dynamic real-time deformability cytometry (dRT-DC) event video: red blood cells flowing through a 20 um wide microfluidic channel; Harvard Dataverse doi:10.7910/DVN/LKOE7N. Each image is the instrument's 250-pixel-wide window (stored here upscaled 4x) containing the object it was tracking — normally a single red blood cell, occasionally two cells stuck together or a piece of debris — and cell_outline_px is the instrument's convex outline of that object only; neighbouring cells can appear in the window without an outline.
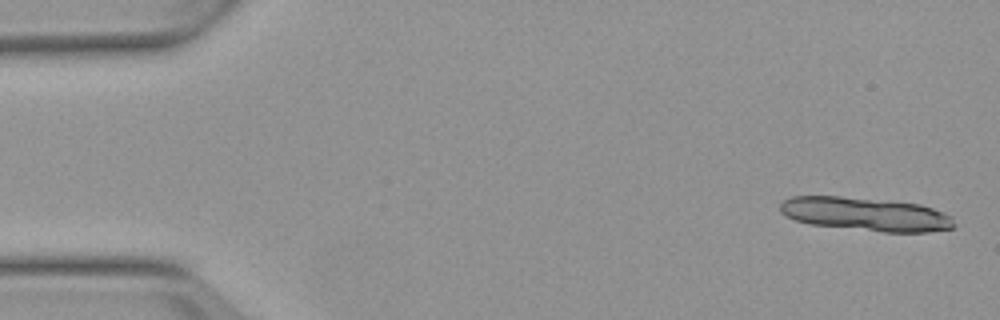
{"species": "Egyptian fruit bat (a non-hibernating species)", "species_latin": "Rousettus aegyptiacus", "temperature_condition": "warm", "stored_images_in_passage": 12, "camera_frame_rate_fps": 3000, "um_per_image_px": 0.085, "animal": {"sex": "female"}, "frame": {"image": 1, "passage_image": 2, "time_ms": 0.333, "image_size_px": [1000, 320], "cell_outline_px": [[952, 228], [928, 232], [884, 232], [808, 224], [796, 220], [780, 212], [780, 204], [784, 200], [792, 196], [840, 196], [920, 204], [944, 212], [952, 216]], "centroid_in_image_um": [73.56, 18.2], "position_along_channel_um": 11.4, "area_um2": 33.76}}